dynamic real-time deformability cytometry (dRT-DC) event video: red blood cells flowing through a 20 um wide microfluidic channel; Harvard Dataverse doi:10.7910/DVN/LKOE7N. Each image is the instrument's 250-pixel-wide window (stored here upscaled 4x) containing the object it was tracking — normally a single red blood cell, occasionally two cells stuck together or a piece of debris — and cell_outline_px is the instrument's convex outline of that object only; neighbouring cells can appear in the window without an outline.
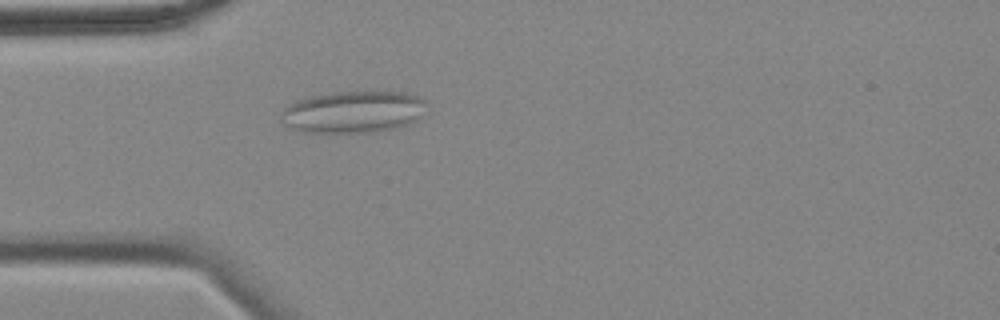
{"species": "common noctule bat (a hibernating species)", "species_latin": "Nyctalus noctula", "temperature_condition": "cold", "stored_images_in_passage": 56, "camera_frame_rate_fps": 3000, "um_per_image_px": 0.085, "animal": {"sex": "female", "body_mass_g": 18.4}, "frame": {"image": 1, "passage_image": 15, "time_ms": 4.667, "image_size_px": [1000, 320], "cell_outline_px": [[424, 100], [420, 116], [416, 120], [408, 124], [396, 128], [376, 132], [304, 132], [292, 128], [284, 124], [280, 120], [280, 116], [284, 108], [296, 100], [304, 96], [332, 92], [404, 92], [416, 96]], "centroid_in_image_um": [29.94, 9.51], "position_along_channel_um": 55.1, "area_um2": 35.43}}
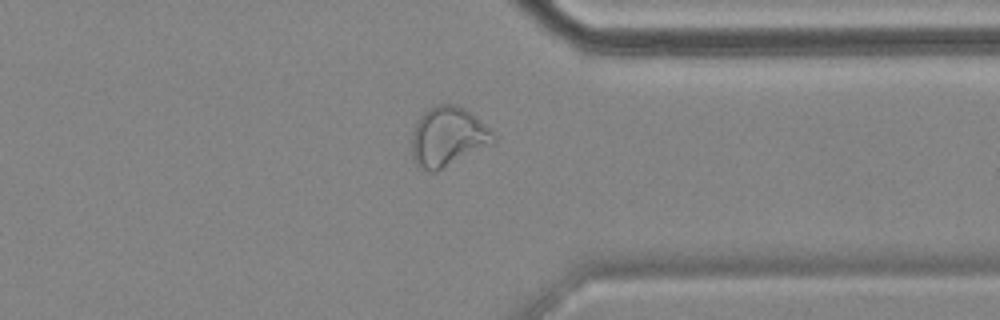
{"frame": {"image": 2, "passage_image": 43, "time_ms": 14.0, "image_size_px": [1000, 320], "cell_outline_px": [[496, 144], [436, 172], [432, 172], [416, 168], [412, 160], [412, 132], [416, 120], [428, 108], [436, 104], [456, 104], [464, 108], [484, 124], [496, 136]], "centroid_in_image_um": [38.06, 11.66], "position_along_channel_um": 373.3, "area_um2": 29.02}}
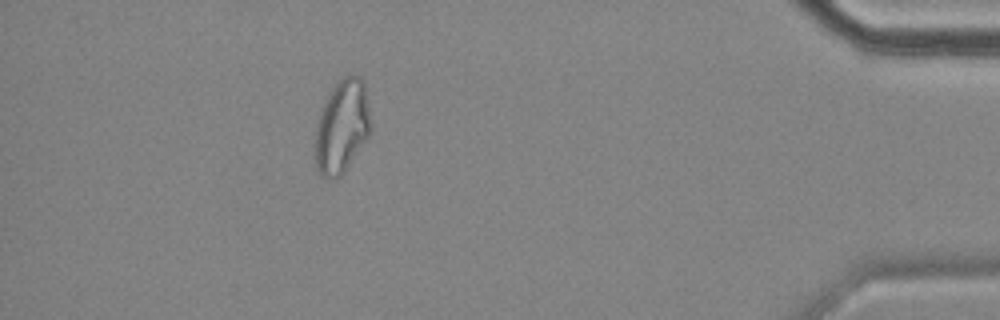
{"frame": {"image": 3, "passage_image": 50, "time_ms": 16.333, "image_size_px": [1000, 320], "cell_outline_px": [[372, 128], [368, 136], [344, 172], [336, 180], [320, 176], [316, 168], [312, 152], [312, 144], [316, 124], [320, 108], [328, 92], [344, 76], [360, 76], [364, 80]], "centroid_in_image_um": [29.0, 10.79], "position_along_channel_um": 406.2, "area_um2": 31.1}, "authors_computed_cell_mechanics": {"area_um2": 29.6225, "velocity_mm_per_s": 3.5086, "shape_relaxation_time_tau1_ms": null, "shape_relaxation_time_tau2_ms": 1.745, "deformation_change_tau1": null, "deformation_change_tau2": 0.0972}}